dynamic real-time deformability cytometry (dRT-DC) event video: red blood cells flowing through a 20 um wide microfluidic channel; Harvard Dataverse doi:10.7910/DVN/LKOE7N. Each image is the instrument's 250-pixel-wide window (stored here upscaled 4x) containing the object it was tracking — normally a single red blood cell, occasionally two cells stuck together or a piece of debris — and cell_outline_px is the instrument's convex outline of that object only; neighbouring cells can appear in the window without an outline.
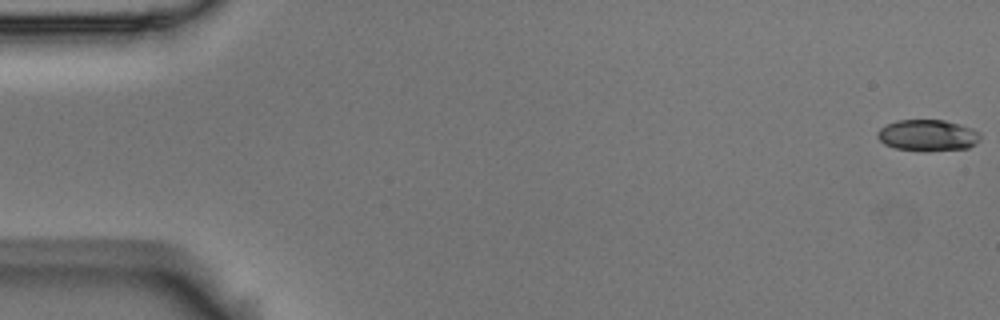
{"species": "Egyptian fruit bat (a non-hibernating species)", "species_latin": "Rousettus aegyptiacus", "temperature_condition": "room temperature", "stored_images_in_passage": 8, "camera_frame_rate_fps": 3000, "um_per_image_px": 0.085, "animal": {"sex": "male"}, "frame": {"image": 1, "passage_image": 1, "time_ms": 0.0, "image_size_px": [1000, 320], "cell_outline_px": [[980, 140], [976, 144], [968, 148], [928, 152], [924, 152], [896, 148], [884, 144], [876, 136], [876, 132], [880, 128], [896, 120], [944, 120], [972, 128], [980, 132]], "centroid_in_image_um": [78.86, 11.52], "position_along_channel_um": 6.1, "area_um2": 19.07}}
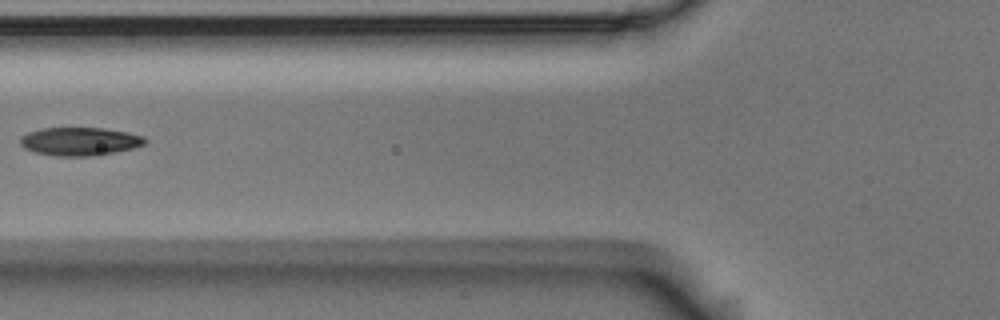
{"frame": {"image": 2, "passage_image": 7, "time_ms": 2.0, "image_size_px": [1000, 320], "cell_outline_px": [[148, 140], [144, 144], [132, 148], [96, 156], [56, 156], [36, 152], [24, 148], [20, 144], [20, 136], [28, 132], [40, 128], [104, 128], [128, 132], [144, 136]], "centroid_in_image_um": [6.78, 12.01], "position_along_channel_um": 119.0, "area_um2": 20.63}}
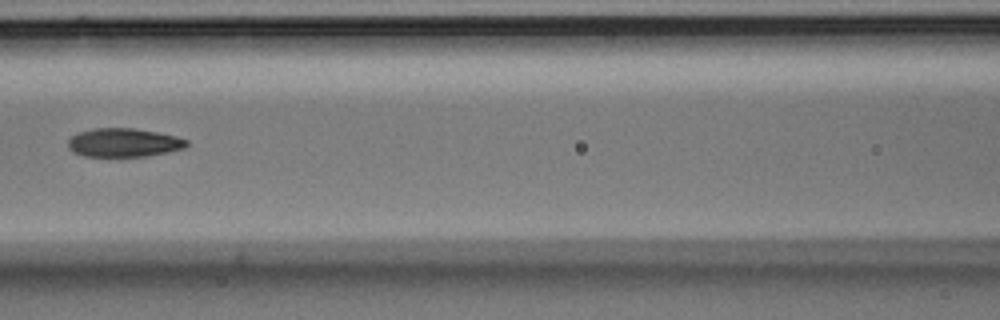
{"frame": {"image": 3, "passage_image": 8, "time_ms": 2.333, "image_size_px": [1000, 320], "cell_outline_px": [[188, 144], [184, 148], [168, 152], [148, 156], [84, 156], [72, 152], [68, 148], [68, 140], [72, 136], [80, 132], [92, 128], [132, 128], [156, 132], [176, 136], [188, 140]], "centroid_in_image_um": [10.51, 12.12], "position_along_channel_um": 156.1, "area_um2": 19.77}}